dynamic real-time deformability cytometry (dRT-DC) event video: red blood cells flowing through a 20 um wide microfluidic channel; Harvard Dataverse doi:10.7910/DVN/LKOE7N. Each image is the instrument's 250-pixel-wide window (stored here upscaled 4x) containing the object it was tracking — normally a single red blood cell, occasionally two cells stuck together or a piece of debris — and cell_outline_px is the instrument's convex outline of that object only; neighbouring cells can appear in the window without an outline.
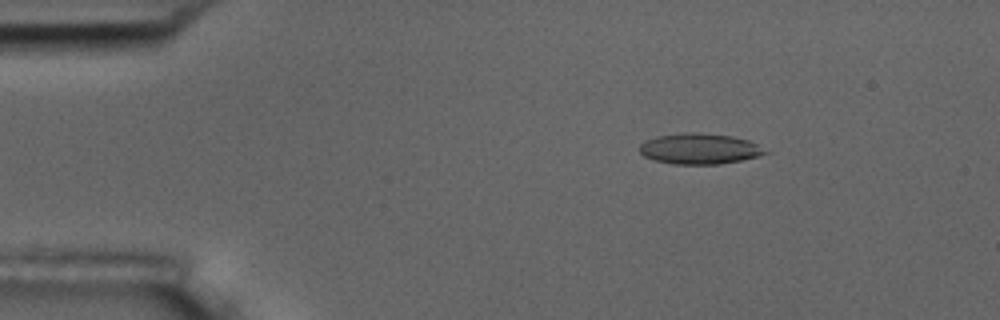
{"species": "common noctule bat (a hibernating species)", "species_latin": "Nyctalus noctula", "temperature_condition": "room temperature", "stored_images_in_passage": 54, "camera_frame_rate_fps": 3000, "um_per_image_px": 0.085, "animal": {"sex": "male", "body_mass_g": 17.5, "forearm_length_mm": 52.3}, "frame": {"image": 1, "passage_image": 9, "time_ms": 2.667, "image_size_px": [1000, 320], "cell_outline_px": [[768, 152], [756, 156], [740, 160], [720, 164], [672, 164], [656, 160], [644, 156], [640, 152], [640, 144], [644, 140], [656, 136], [684, 132], [700, 132], [732, 136], [748, 140], [756, 144]], "centroid_in_image_um": [59.4, 12.63], "position_along_channel_um": 25.6, "area_um2": 22.37}}
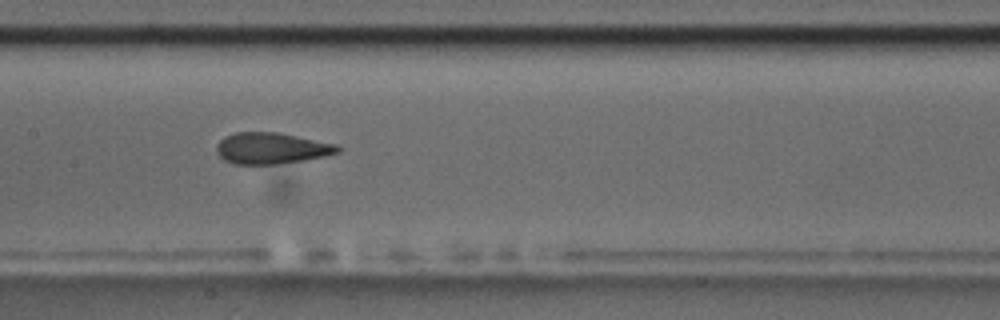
{"frame": {"image": 2, "passage_image": 27, "time_ms": 8.667, "image_size_px": [1000, 320], "cell_outline_px": [[340, 152], [324, 156], [304, 160], [272, 164], [236, 164], [224, 160], [216, 152], [216, 144], [224, 136], [236, 132], [276, 132], [336, 144], [340, 148]], "centroid_in_image_um": [23.03, 12.6], "position_along_channel_um": 184.4, "area_um2": 21.91}}
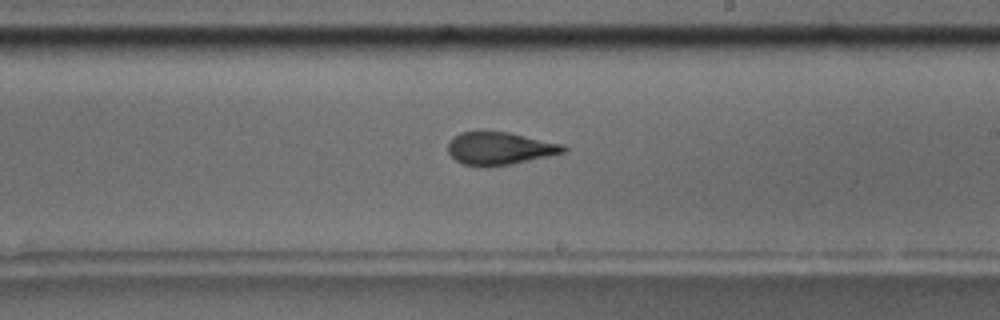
{"frame": {"image": 3, "passage_image": 32, "time_ms": 10.333, "image_size_px": [1000, 320], "cell_outline_px": [[568, 148], [564, 152], [548, 156], [512, 164], [484, 168], [480, 168], [464, 164], [456, 160], [448, 152], [448, 140], [452, 136], [460, 132], [508, 132], [564, 144]], "centroid_in_image_um": [42.45, 12.63], "position_along_channel_um": 246.6, "area_um2": 22.2}, "authors_computed_cell_mechanics": {"area_um2": 22.5709, "velocity_mm_per_s": 3.748, "shape_relaxation_time_tau1_ms": null, "shape_relaxation_time_tau2_ms": 1.5599, "deformation_change_tau1": null, "deformation_change_tau2": 0.0992}}